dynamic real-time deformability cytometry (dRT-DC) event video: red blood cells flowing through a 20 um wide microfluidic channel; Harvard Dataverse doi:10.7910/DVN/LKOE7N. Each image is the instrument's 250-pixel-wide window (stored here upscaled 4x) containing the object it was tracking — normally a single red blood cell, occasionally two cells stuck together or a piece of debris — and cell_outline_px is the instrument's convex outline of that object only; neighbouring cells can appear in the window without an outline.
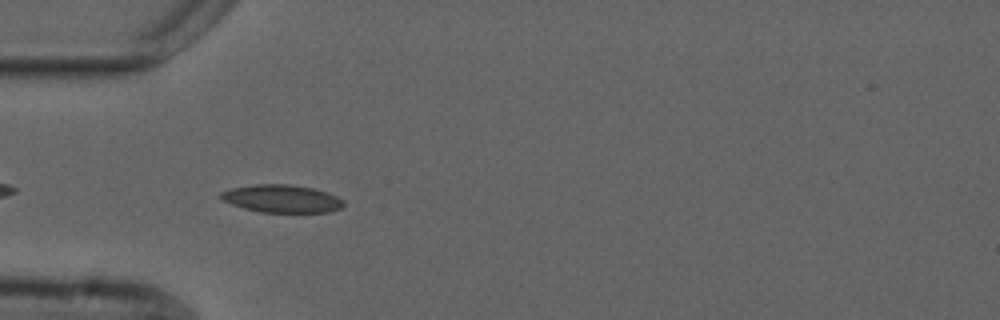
{"species": "common noctule bat (a hibernating species)", "species_latin": "Nyctalus noctula", "temperature_condition": "cold", "stored_images_in_passage": 41, "camera_frame_rate_fps": 3000, "um_per_image_px": 0.085, "animal": {"sex": "male", "forearm_length_mm": 52.5}, "frame": {"image": 1, "passage_image": 3, "time_ms": 0.667, "image_size_px": [1000, 320], "cell_outline_px": [[344, 204], [340, 208], [328, 212], [260, 212], [244, 208], [232, 204], [224, 200], [220, 196], [220, 192], [232, 188], [252, 184], [288, 184], [312, 188], [328, 192], [344, 200]], "centroid_in_image_um": [23.96, 16.88], "position_along_channel_um": 61.0, "area_um2": 19.77}}
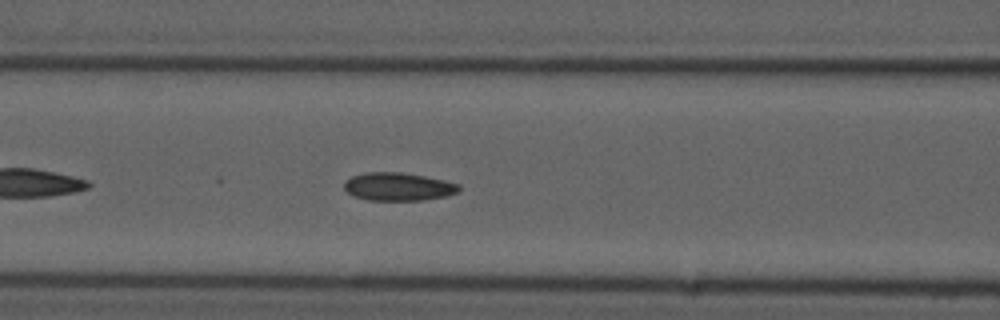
{"frame": {"image": 2, "passage_image": 9, "time_ms": 2.667, "image_size_px": [1000, 320], "cell_outline_px": [[460, 188], [456, 192], [444, 196], [424, 200], [368, 200], [352, 196], [344, 188], [344, 180], [352, 176], [368, 172], [400, 172], [424, 176], [460, 184]], "centroid_in_image_um": [33.8, 15.86], "position_along_channel_um": 132.8, "area_um2": 18.67}}
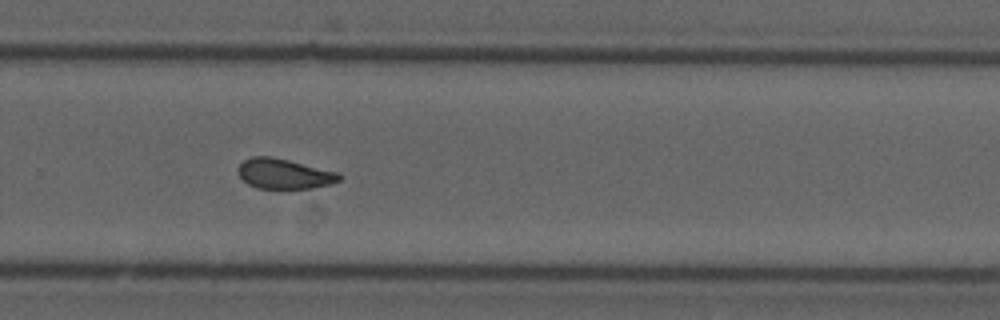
{"frame": {"image": 3, "passage_image": 23, "time_ms": 7.333, "image_size_px": [1000, 320], "cell_outline_px": [[344, 176], [340, 180], [332, 184], [312, 188], [260, 188], [248, 184], [240, 176], [240, 164], [244, 160], [252, 156], [272, 156], [340, 172]], "centroid_in_image_um": [24.24, 14.76], "position_along_channel_um": 305.6, "area_um2": 17.74}, "authors_computed_cell_mechanics": {"area_um2": 18.3226, "velocity_mm_per_s": 3.7113, "shape_relaxation_time_tau1_ms": null, "shape_relaxation_time_tau2_ms": 2.6561, "deformation_change_tau1": null, "deformation_change_tau2": 0.0765}}